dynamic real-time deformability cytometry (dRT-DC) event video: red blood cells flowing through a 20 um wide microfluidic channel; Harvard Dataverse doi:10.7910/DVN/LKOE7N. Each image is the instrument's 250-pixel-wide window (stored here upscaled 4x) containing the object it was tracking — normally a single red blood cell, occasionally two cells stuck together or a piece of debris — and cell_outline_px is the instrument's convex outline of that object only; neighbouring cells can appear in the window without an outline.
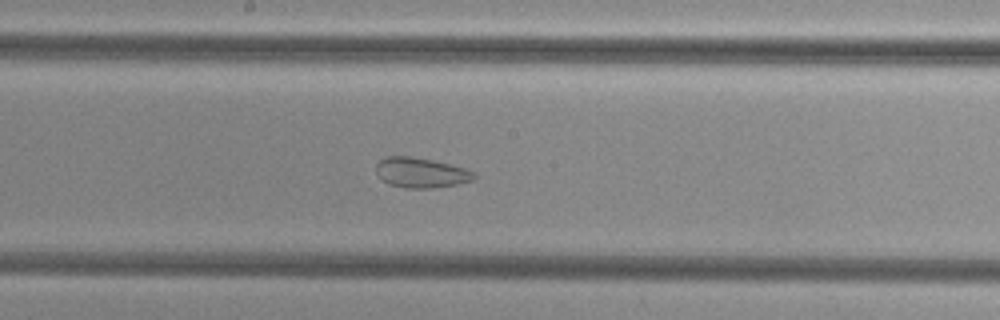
{"species": "common noctule bat (a hibernating species)", "species_latin": "Nyctalus noctula", "temperature_condition": "cold", "stored_images_in_passage": 24, "camera_frame_rate_fps": 3000, "um_per_image_px": 0.085, "animal": {"sex": "female", "body_mass_g": 29.2, "forearm_length_mm": 56.3}, "frame": {"image": 1, "passage_image": 13, "time_ms": 4.0, "image_size_px": [1000, 320], "cell_outline_px": [[476, 176], [472, 180], [456, 184], [432, 188], [404, 188], [388, 184], [380, 180], [376, 172], [376, 164], [380, 160], [388, 156], [412, 156], [432, 160], [468, 168], [476, 172]], "centroid_in_image_um": [35.77, 14.67], "position_along_channel_um": 212.4, "area_um2": 17.4}}
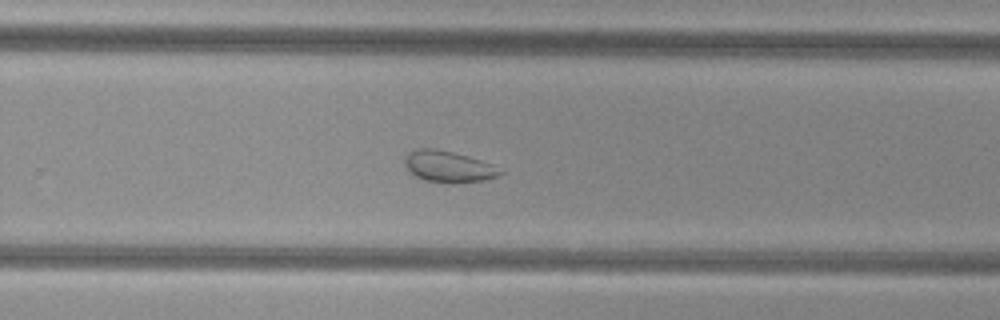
{"frame": {"image": 2, "passage_image": 19, "time_ms": 6.0, "image_size_px": [1000, 320], "cell_outline_px": [[504, 172], [500, 176], [484, 180], [452, 184], [448, 184], [424, 180], [408, 172], [404, 164], [404, 160], [408, 152], [416, 148], [432, 148], [452, 152], [468, 156], [492, 164]], "centroid_in_image_um": [38.09, 14.18], "position_along_channel_um": 291.7, "area_um2": 17.69}}
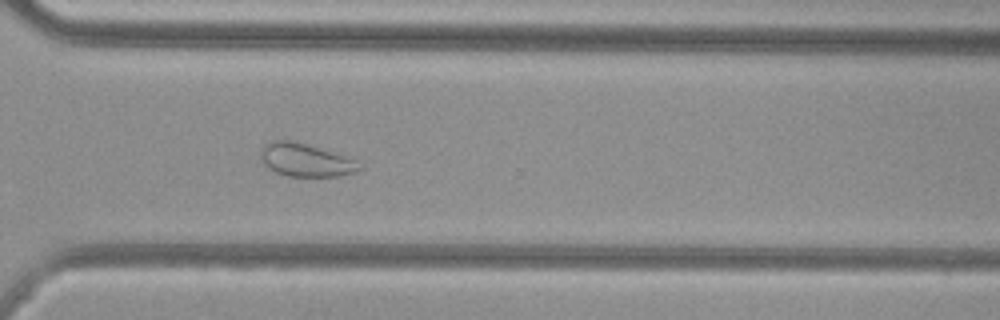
{"frame": {"image": 3, "passage_image": 23, "time_ms": 7.333, "image_size_px": [1000, 320], "cell_outline_px": [[364, 168], [356, 172], [340, 176], [288, 176], [276, 172], [268, 168], [264, 164], [260, 156], [260, 148], [264, 144], [272, 140], [292, 140], [308, 144], [356, 160], [364, 164]], "centroid_in_image_um": [25.99, 13.6], "position_along_channel_um": 344.6, "area_um2": 19.25}}